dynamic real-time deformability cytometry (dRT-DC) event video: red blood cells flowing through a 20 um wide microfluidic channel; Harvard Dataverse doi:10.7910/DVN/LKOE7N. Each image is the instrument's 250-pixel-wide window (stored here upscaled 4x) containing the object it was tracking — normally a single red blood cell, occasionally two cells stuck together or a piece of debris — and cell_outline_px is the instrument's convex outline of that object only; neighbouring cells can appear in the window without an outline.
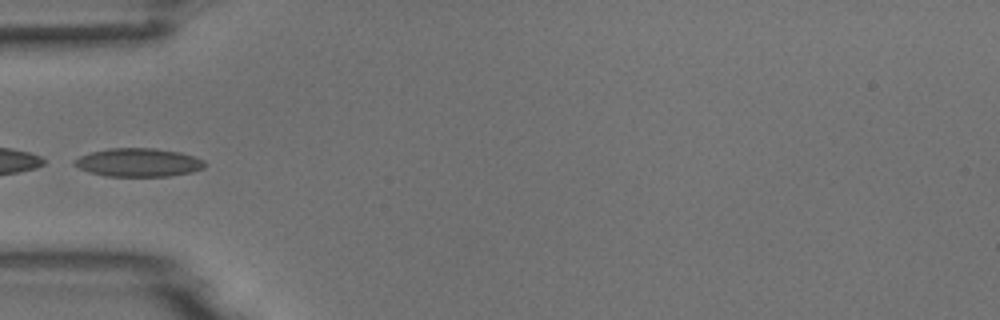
{"species": "common noctule bat (a hibernating species)", "species_latin": "Nyctalus noctula", "temperature_condition": "room temperature", "stored_images_in_passage": 6, "camera_frame_rate_fps": 3000, "um_per_image_px": 0.085, "animal": {"sex": "male", "body_mass_g": 18.8}, "frame": {"image": 1, "passage_image": 5, "time_ms": 5.667, "image_size_px": [1000, 320], "cell_outline_px": [[204, 168], [192, 172], [168, 176], [104, 176], [88, 172], [72, 164], [72, 160], [80, 156], [92, 152], [108, 148], [156, 148], [180, 152], [204, 160]], "centroid_in_image_um": [11.73, 13.81], "position_along_channel_um": 73.3, "area_um2": 21.62}}